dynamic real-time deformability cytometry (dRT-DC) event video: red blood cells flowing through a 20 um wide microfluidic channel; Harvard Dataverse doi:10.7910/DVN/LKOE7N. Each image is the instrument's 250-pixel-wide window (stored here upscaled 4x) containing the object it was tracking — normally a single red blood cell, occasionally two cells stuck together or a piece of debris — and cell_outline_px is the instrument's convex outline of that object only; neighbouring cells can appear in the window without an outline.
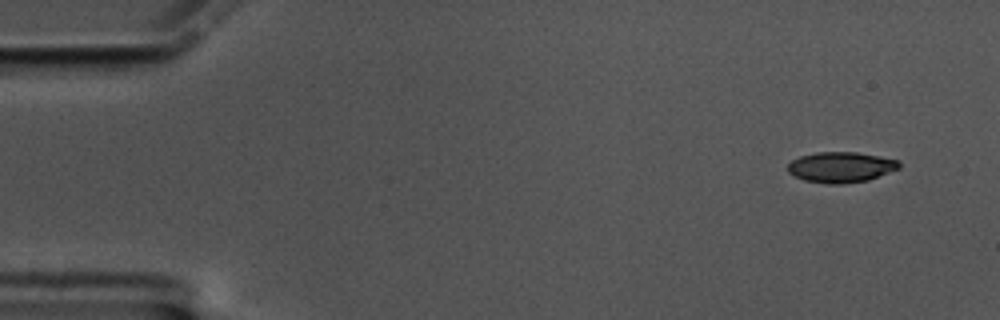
{"species": "common noctule bat (a hibernating species)", "species_latin": "Nyctalus noctula", "temperature_condition": "cold", "stored_images_in_passage": 56, "camera_frame_rate_fps": 3000, "um_per_image_px": 0.085, "animal": {"sex": "male", "body_mass_g": 17.5, "forearm_length_mm": 52.3}, "frame": {"image": 1, "passage_image": 1, "time_ms": 0.0, "image_size_px": [1000, 320], "cell_outline_px": [[900, 168], [868, 180], [840, 184], [828, 184], [804, 180], [788, 172], [788, 164], [792, 160], [800, 156], [816, 152], [856, 152], [880, 156], [896, 160], [900, 164]], "centroid_in_image_um": [71.46, 14.2], "position_along_channel_um": 13.5, "area_um2": 19.71}}
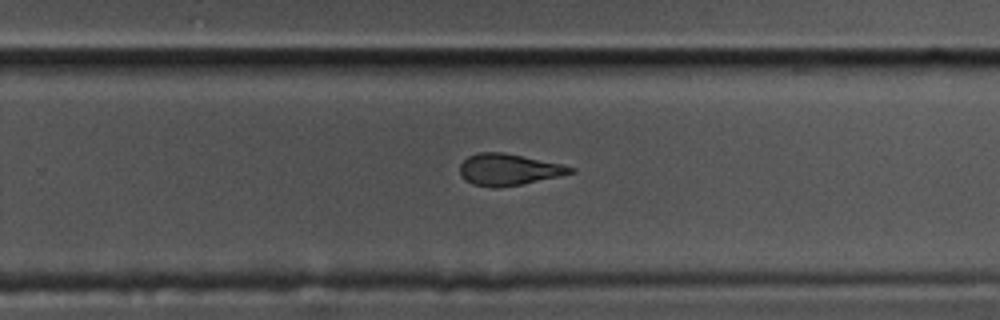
{"frame": {"image": 2, "passage_image": 35, "time_ms": 11.333, "image_size_px": [1000, 320], "cell_outline_px": [[576, 172], [560, 176], [520, 184], [496, 188], [472, 184], [464, 180], [460, 176], [460, 164], [468, 156], [480, 152], [504, 152], [560, 164], [576, 168]], "centroid_in_image_um": [43.21, 14.41], "position_along_channel_um": 286.6, "area_um2": 20.23}}
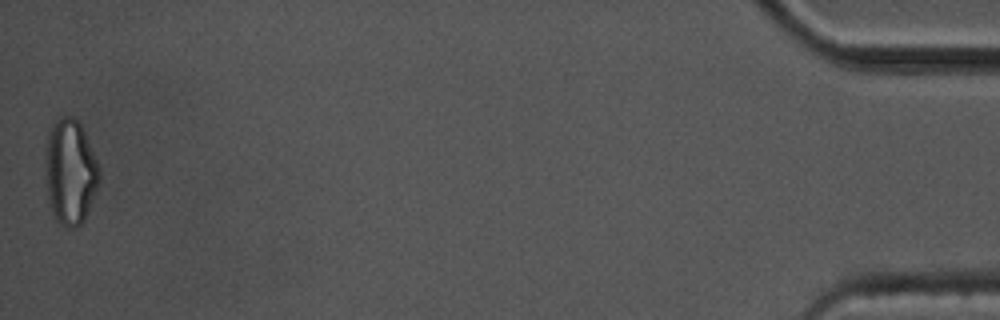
{"frame": {"image": 3, "passage_image": 56, "time_ms": 18.333, "image_size_px": [1000, 320], "cell_outline_px": [[100, 180], [84, 220], [80, 224], [72, 228], [68, 228], [60, 224], [56, 220], [52, 212], [48, 200], [44, 168], [44, 160], [48, 136], [52, 124], [60, 116], [72, 116], [80, 124], [84, 132], [100, 168]], "centroid_in_image_um": [5.95, 14.61], "position_along_channel_um": 429.3, "area_um2": 33.18}, "authors_computed_cell_mechanics": {"area_um2": 21.097, "velocity_mm_per_s": 3.3836, "shape_relaxation_time_tau1_ms": 10.1493, "shape_relaxation_time_tau2_ms": 3.4659, "deformation_change_tau1": 0.238, "deformation_change_tau2": 0.1222}}